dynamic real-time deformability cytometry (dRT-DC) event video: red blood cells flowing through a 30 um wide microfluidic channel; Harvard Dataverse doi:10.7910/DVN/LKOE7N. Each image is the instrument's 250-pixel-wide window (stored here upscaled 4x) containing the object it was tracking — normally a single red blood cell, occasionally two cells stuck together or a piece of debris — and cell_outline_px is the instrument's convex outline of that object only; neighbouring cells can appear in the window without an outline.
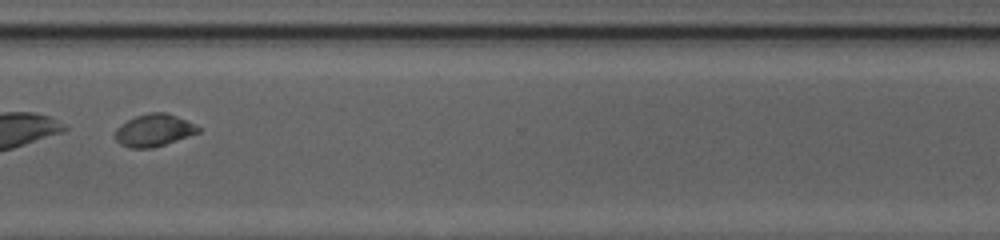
{"species": "common noctule bat (a hibernating species)", "species_latin": "Nyctalus noctula", "temperature_condition": "cold", "stored_images_in_passage": 46, "camera_frame_rate_fps": 3000, "um_per_image_px": 0.085, "animal": {"sex": "female", "body_mass_g": 20.0, "forearm_length_mm": 54.0}, "frame": {"image": 1, "passage_image": 37, "time_ms": 12.0, "image_size_px": [1000, 240], "cell_outline_px": [[200, 132], [152, 148], [128, 148], [120, 144], [116, 140], [116, 128], [120, 124], [136, 116], [148, 112], [168, 112], [200, 128]], "centroid_in_image_um": [13.04, 11.07], "position_along_channel_um": 357.6, "area_um2": 15.43}, "authors_computed_cell_mechanics": {"area_um2": 16.5886, "velocity_mm_per_s": 4.2013, "shape_relaxation_time_tau1_ms": 8.0139, "shape_relaxation_time_tau2_ms": 1.2948, "deformation_change_tau1": 0.2442, "deformation_change_tau2": 0.0485}}